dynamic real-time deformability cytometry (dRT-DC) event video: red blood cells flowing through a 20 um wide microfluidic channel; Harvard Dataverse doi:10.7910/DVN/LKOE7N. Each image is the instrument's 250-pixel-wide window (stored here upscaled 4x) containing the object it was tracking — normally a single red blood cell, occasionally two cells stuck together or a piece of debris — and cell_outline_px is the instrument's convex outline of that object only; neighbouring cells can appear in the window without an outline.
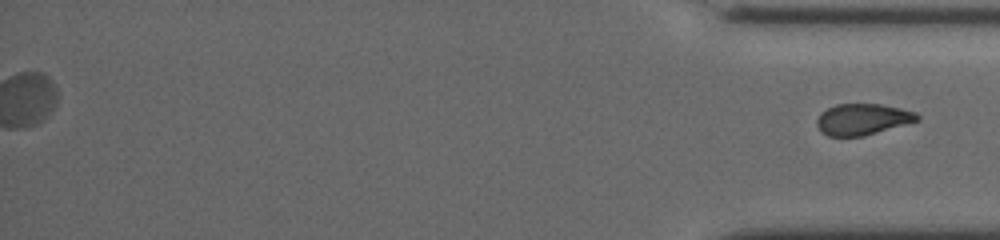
{"species": "common noctule bat (a hibernating species)", "species_latin": "Nyctalus noctula", "temperature_condition": "cold", "stored_images_in_passage": 58, "segment_of_instrument_passage": [2, 2], "camera_frame_rate_fps": 3000, "um_per_image_px": 0.085, "animal": {"sex": "female", "body_mass_g": 19.5, "forearm_length_mm": 54.1}, "frame": {"image": 1, "passage_image": 58, "time_ms": 19.0, "image_size_px": [1000, 240], "cell_outline_px": [[920, 120], [864, 136], [828, 136], [820, 132], [816, 124], [816, 120], [820, 112], [836, 104], [880, 104], [900, 108], [916, 112], [920, 116]], "centroid_in_image_um": [73.3, 10.14], "position_along_channel_um": 361.9, "area_um2": 18.38}}